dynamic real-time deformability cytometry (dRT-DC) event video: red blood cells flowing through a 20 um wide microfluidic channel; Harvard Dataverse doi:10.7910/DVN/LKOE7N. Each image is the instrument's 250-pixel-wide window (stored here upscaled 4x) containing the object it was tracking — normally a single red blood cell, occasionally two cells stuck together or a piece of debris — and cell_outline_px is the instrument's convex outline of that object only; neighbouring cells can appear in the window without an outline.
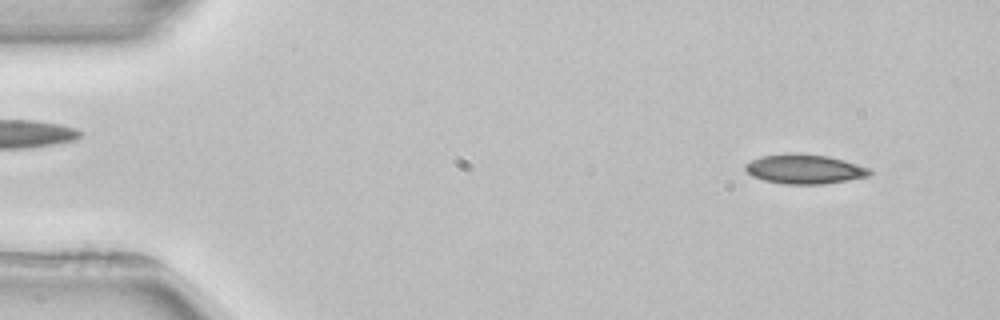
{"species": "common noctule bat (a hibernating species)", "species_latin": "Nyctalus noctula", "temperature_condition": "room temperature", "stored_images_in_passage": 4, "camera_frame_rate_fps": 3000, "um_per_image_px": 0.085, "animal": {"sex": "female", "body_mass_g": 22.7, "forearm_length_mm": 54.2}, "frame": {"image": 1, "passage_image": 1, "time_ms": 0.0, "image_size_px": [1000, 320], "cell_outline_px": [[872, 172], [868, 176], [848, 180], [824, 184], [780, 184], [764, 180], [752, 176], [744, 168], [744, 164], [760, 156], [828, 156], [844, 160], [868, 168]], "centroid_in_image_um": [68.39, 14.43], "position_along_channel_um": 16.6, "area_um2": 20.46}}
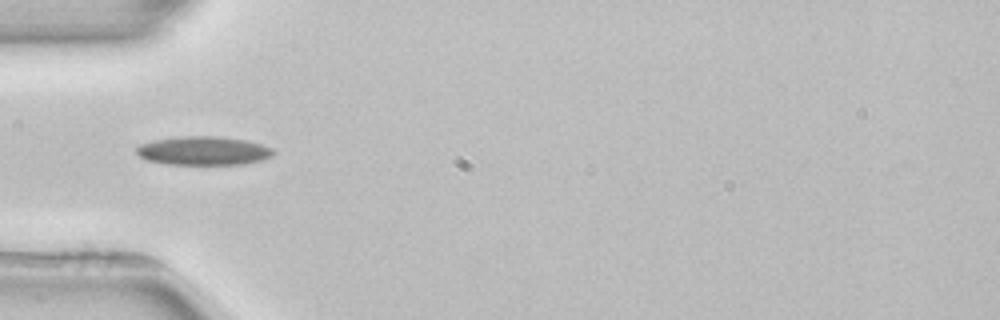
{"frame": {"image": 2, "passage_image": 4, "time_ms": 4.0, "image_size_px": [1000, 320], "cell_outline_px": [[276, 152], [272, 156], [264, 160], [244, 164], [168, 164], [148, 160], [140, 156], [136, 152], [136, 148], [140, 144], [152, 140], [180, 136], [216, 136], [244, 140], [260, 144], [272, 148]], "centroid_in_image_um": [17.31, 12.81], "position_along_channel_um": 67.7, "area_um2": 22.89}}